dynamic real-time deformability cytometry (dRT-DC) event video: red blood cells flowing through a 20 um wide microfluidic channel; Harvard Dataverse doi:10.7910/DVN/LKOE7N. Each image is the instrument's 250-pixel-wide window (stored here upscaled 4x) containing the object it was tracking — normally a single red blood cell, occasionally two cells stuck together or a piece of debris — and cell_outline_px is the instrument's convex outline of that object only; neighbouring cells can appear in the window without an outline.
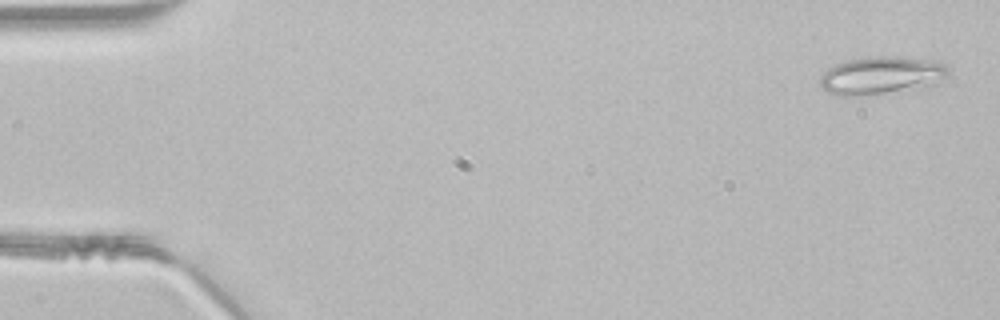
{"species": "common noctule bat (a hibernating species)", "species_latin": "Nyctalus noctula", "temperature_condition": "room temperature", "stored_images_in_passage": 48, "camera_frame_rate_fps": 3000, "um_per_image_px": 0.085, "animal": {"sex": "male", "body_mass_g": 21.5, "forearm_length_mm": 52.0}, "frame": {"image": 1, "passage_image": 2, "time_ms": 0.333, "image_size_px": [1000, 320], "cell_outline_px": [[948, 72], [936, 84], [928, 88], [864, 96], [840, 96], [828, 92], [820, 88], [820, 76], [828, 68], [836, 64], [848, 60], [880, 56], [896, 56], [932, 60], [948, 64]], "centroid_in_image_um": [74.93, 6.44], "position_along_channel_um": 10.1, "area_um2": 28.78}}
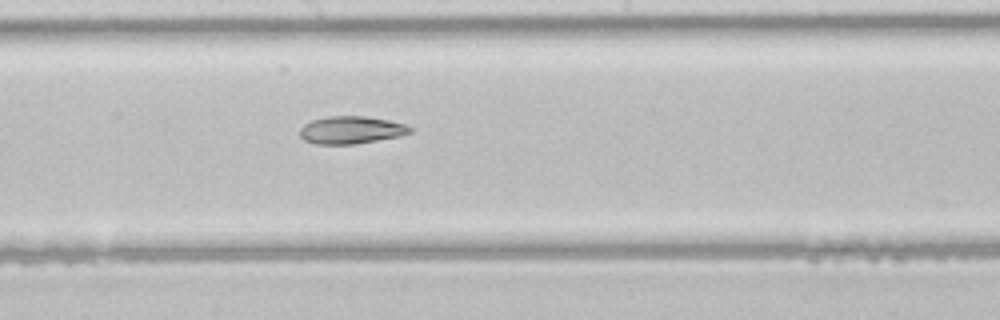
{"frame": {"image": 2, "passage_image": 26, "time_ms": 8.333, "image_size_px": [1000, 320], "cell_outline_px": [[416, 128], [412, 132], [400, 136], [356, 144], [316, 144], [304, 140], [300, 136], [300, 128], [304, 124], [312, 120], [328, 116], [364, 116], [388, 120], [404, 124]], "centroid_in_image_um": [29.87, 11.05], "position_along_channel_um": 218.3, "area_um2": 17.8}}
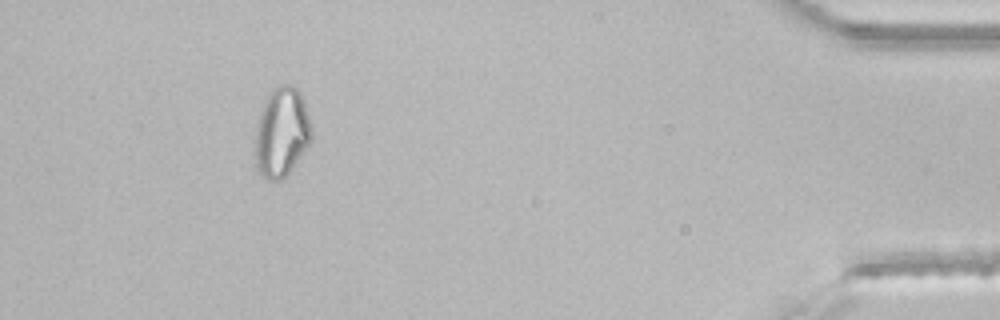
{"frame": {"image": 3, "passage_image": 44, "time_ms": 14.333, "image_size_px": [1000, 320], "cell_outline_px": [[312, 140], [288, 176], [280, 180], [268, 180], [260, 172], [256, 164], [256, 128], [260, 112], [268, 92], [272, 88], [280, 84], [292, 84], [300, 88], [304, 100], [312, 128]], "centroid_in_image_um": [23.98, 11.2], "position_along_channel_um": 411.2, "area_um2": 29.82}}